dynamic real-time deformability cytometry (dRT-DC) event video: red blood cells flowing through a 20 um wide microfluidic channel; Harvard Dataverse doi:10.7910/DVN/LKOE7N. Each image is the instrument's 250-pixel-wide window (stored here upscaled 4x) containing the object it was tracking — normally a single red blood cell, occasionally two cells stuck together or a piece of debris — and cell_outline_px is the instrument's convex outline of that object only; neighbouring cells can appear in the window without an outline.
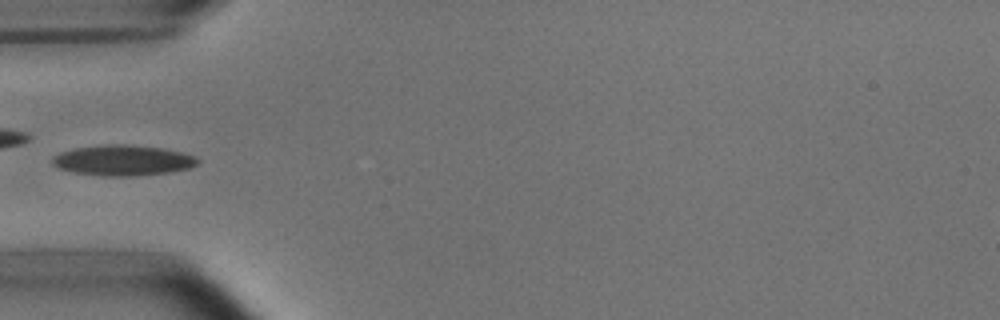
{"species": "common noctule bat (a hibernating species)", "species_latin": "Nyctalus noctula", "temperature_condition": "room temperature", "stored_images_in_passage": 4, "camera_frame_rate_fps": 3000, "um_per_image_px": 0.085, "animal": {"sex": "male", "body_mass_g": 15.6}, "frame": {"image": 1, "passage_image": 4, "time_ms": 4.333, "image_size_px": [1000, 320], "cell_outline_px": [[200, 164], [192, 168], [168, 172], [136, 176], [100, 176], [72, 172], [60, 168], [52, 164], [52, 156], [60, 152], [72, 148], [100, 144], [128, 144], [164, 148], [196, 156], [200, 160]], "centroid_in_image_um": [10.45, 13.62], "position_along_channel_um": 74.5, "area_um2": 26.36}}